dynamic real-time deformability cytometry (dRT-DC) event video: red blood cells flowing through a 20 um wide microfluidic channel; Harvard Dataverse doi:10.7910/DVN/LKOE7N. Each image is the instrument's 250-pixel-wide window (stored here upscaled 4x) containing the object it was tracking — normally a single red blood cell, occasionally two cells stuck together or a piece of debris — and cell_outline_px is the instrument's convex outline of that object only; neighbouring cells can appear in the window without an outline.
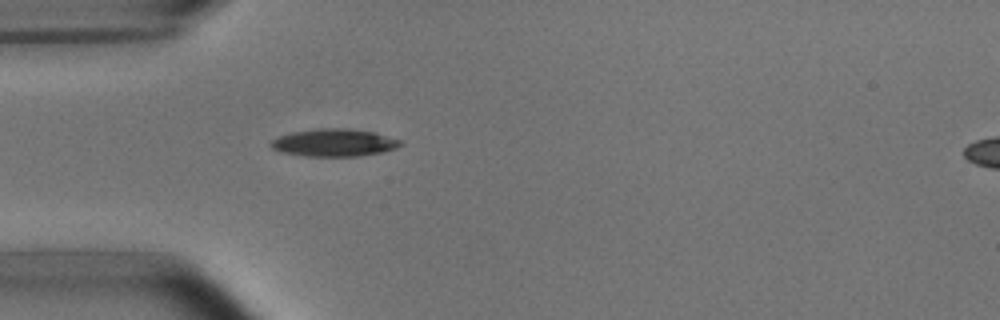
{"species": "common noctule bat (a hibernating species)", "species_latin": "Nyctalus noctula", "temperature_condition": "room temperature", "stored_images_in_passage": 6, "segment_of_instrument_passage": [1, 2], "camera_frame_rate_fps": 3000, "um_per_image_px": 0.085, "animal": {"sex": "male", "body_mass_g": 15.6}, "frame": {"image": 1, "passage_image": 5, "time_ms": 4.667, "image_size_px": [1000, 320], "cell_outline_px": [[404, 144], [396, 148], [384, 152], [360, 156], [304, 156], [280, 152], [272, 148], [268, 144], [272, 140], [280, 136], [292, 132], [316, 128], [348, 128], [376, 132], [400, 140]], "centroid_in_image_um": [28.41, 12.12], "position_along_channel_um": 56.6, "area_um2": 21.04}}